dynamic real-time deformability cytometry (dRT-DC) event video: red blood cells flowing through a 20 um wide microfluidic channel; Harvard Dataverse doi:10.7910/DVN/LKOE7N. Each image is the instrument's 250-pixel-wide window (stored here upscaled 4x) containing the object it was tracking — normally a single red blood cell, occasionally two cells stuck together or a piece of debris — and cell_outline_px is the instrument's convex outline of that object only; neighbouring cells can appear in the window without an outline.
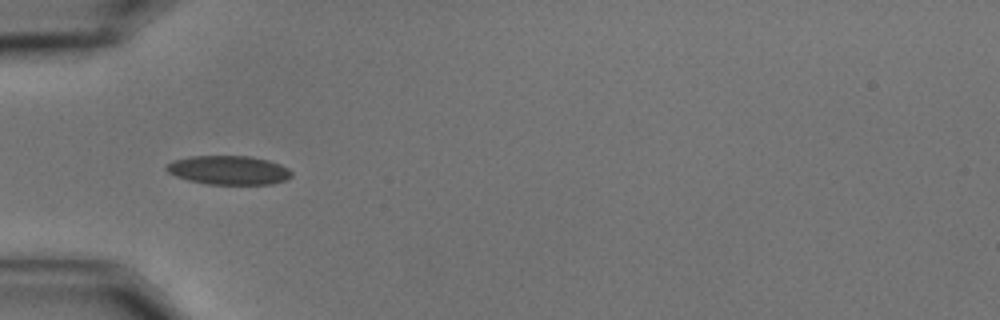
{"species": "common noctule bat (a hibernating species)", "species_latin": "Nyctalus noctula", "temperature_condition": "cold", "stored_images_in_passage": 4, "camera_frame_rate_fps": 3000, "um_per_image_px": 0.085, "animal": {"sex": "male", "body_mass_g": 15.6}, "frame": {"image": 1, "passage_image": 1, "time_ms": 0.0, "image_size_px": [1000, 320], "cell_outline_px": [[292, 176], [288, 180], [272, 184], [208, 184], [188, 180], [176, 176], [168, 172], [164, 168], [164, 164], [172, 160], [192, 156], [248, 156], [268, 160], [280, 164], [288, 168], [292, 172]], "centroid_in_image_um": [19.43, 14.46], "position_along_channel_um": 65.6, "area_um2": 21.27}}